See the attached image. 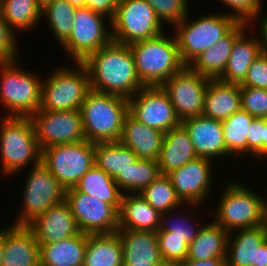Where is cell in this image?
Wrapping results in <instances>:
<instances>
[{
  "label": "cell",
  "mask_w": 267,
  "mask_h": 266,
  "mask_svg": "<svg viewBox=\"0 0 267 266\" xmlns=\"http://www.w3.org/2000/svg\"><path fill=\"white\" fill-rule=\"evenodd\" d=\"M231 8L230 15L239 22L249 23L257 20L262 13V0H221ZM233 10V12H232Z\"/></svg>",
  "instance_id": "cell-43"
},
{
  "label": "cell",
  "mask_w": 267,
  "mask_h": 266,
  "mask_svg": "<svg viewBox=\"0 0 267 266\" xmlns=\"http://www.w3.org/2000/svg\"><path fill=\"white\" fill-rule=\"evenodd\" d=\"M228 235L227 266H267V232L264 227L235 230ZM236 234V235H235Z\"/></svg>",
  "instance_id": "cell-18"
},
{
  "label": "cell",
  "mask_w": 267,
  "mask_h": 266,
  "mask_svg": "<svg viewBox=\"0 0 267 266\" xmlns=\"http://www.w3.org/2000/svg\"><path fill=\"white\" fill-rule=\"evenodd\" d=\"M165 24L146 0H119L111 20L112 41L130 45L162 34Z\"/></svg>",
  "instance_id": "cell-9"
},
{
  "label": "cell",
  "mask_w": 267,
  "mask_h": 266,
  "mask_svg": "<svg viewBox=\"0 0 267 266\" xmlns=\"http://www.w3.org/2000/svg\"><path fill=\"white\" fill-rule=\"evenodd\" d=\"M123 266H167L166 264H123Z\"/></svg>",
  "instance_id": "cell-54"
},
{
  "label": "cell",
  "mask_w": 267,
  "mask_h": 266,
  "mask_svg": "<svg viewBox=\"0 0 267 266\" xmlns=\"http://www.w3.org/2000/svg\"><path fill=\"white\" fill-rule=\"evenodd\" d=\"M140 195L160 214L177 208L185 210L182 207L186 204H183L177 197L171 180L167 175L161 174Z\"/></svg>",
  "instance_id": "cell-37"
},
{
  "label": "cell",
  "mask_w": 267,
  "mask_h": 266,
  "mask_svg": "<svg viewBox=\"0 0 267 266\" xmlns=\"http://www.w3.org/2000/svg\"><path fill=\"white\" fill-rule=\"evenodd\" d=\"M254 118L241 109L222 121L224 143L231 156L247 158V136Z\"/></svg>",
  "instance_id": "cell-35"
},
{
  "label": "cell",
  "mask_w": 267,
  "mask_h": 266,
  "mask_svg": "<svg viewBox=\"0 0 267 266\" xmlns=\"http://www.w3.org/2000/svg\"><path fill=\"white\" fill-rule=\"evenodd\" d=\"M3 247H4V228L0 229V266L3 258Z\"/></svg>",
  "instance_id": "cell-51"
},
{
  "label": "cell",
  "mask_w": 267,
  "mask_h": 266,
  "mask_svg": "<svg viewBox=\"0 0 267 266\" xmlns=\"http://www.w3.org/2000/svg\"><path fill=\"white\" fill-rule=\"evenodd\" d=\"M249 26L252 25L246 22H239L215 45L201 53L189 67L193 71L209 79H219L224 72L235 40L246 31Z\"/></svg>",
  "instance_id": "cell-23"
},
{
  "label": "cell",
  "mask_w": 267,
  "mask_h": 266,
  "mask_svg": "<svg viewBox=\"0 0 267 266\" xmlns=\"http://www.w3.org/2000/svg\"><path fill=\"white\" fill-rule=\"evenodd\" d=\"M3 1L4 0H0V14L2 13V9H3Z\"/></svg>",
  "instance_id": "cell-56"
},
{
  "label": "cell",
  "mask_w": 267,
  "mask_h": 266,
  "mask_svg": "<svg viewBox=\"0 0 267 266\" xmlns=\"http://www.w3.org/2000/svg\"><path fill=\"white\" fill-rule=\"evenodd\" d=\"M228 183L230 184H226V188L220 193L222 195L214 212L213 221L228 233L261 226L263 223L262 195L255 193L242 182Z\"/></svg>",
  "instance_id": "cell-8"
},
{
  "label": "cell",
  "mask_w": 267,
  "mask_h": 266,
  "mask_svg": "<svg viewBox=\"0 0 267 266\" xmlns=\"http://www.w3.org/2000/svg\"><path fill=\"white\" fill-rule=\"evenodd\" d=\"M31 119L41 151L54 145L86 140L80 110H38Z\"/></svg>",
  "instance_id": "cell-15"
},
{
  "label": "cell",
  "mask_w": 267,
  "mask_h": 266,
  "mask_svg": "<svg viewBox=\"0 0 267 266\" xmlns=\"http://www.w3.org/2000/svg\"><path fill=\"white\" fill-rule=\"evenodd\" d=\"M164 134L161 130L150 128L137 121L128 113L123 121L119 142L129 147L137 158L157 161Z\"/></svg>",
  "instance_id": "cell-22"
},
{
  "label": "cell",
  "mask_w": 267,
  "mask_h": 266,
  "mask_svg": "<svg viewBox=\"0 0 267 266\" xmlns=\"http://www.w3.org/2000/svg\"><path fill=\"white\" fill-rule=\"evenodd\" d=\"M240 86L267 89V54L262 52L249 66Z\"/></svg>",
  "instance_id": "cell-45"
},
{
  "label": "cell",
  "mask_w": 267,
  "mask_h": 266,
  "mask_svg": "<svg viewBox=\"0 0 267 266\" xmlns=\"http://www.w3.org/2000/svg\"><path fill=\"white\" fill-rule=\"evenodd\" d=\"M160 175L157 161L138 158L125 171V194H140Z\"/></svg>",
  "instance_id": "cell-39"
},
{
  "label": "cell",
  "mask_w": 267,
  "mask_h": 266,
  "mask_svg": "<svg viewBox=\"0 0 267 266\" xmlns=\"http://www.w3.org/2000/svg\"><path fill=\"white\" fill-rule=\"evenodd\" d=\"M77 8L85 7V0H65Z\"/></svg>",
  "instance_id": "cell-53"
},
{
  "label": "cell",
  "mask_w": 267,
  "mask_h": 266,
  "mask_svg": "<svg viewBox=\"0 0 267 266\" xmlns=\"http://www.w3.org/2000/svg\"><path fill=\"white\" fill-rule=\"evenodd\" d=\"M162 24L174 27L189 14V0H146Z\"/></svg>",
  "instance_id": "cell-40"
},
{
  "label": "cell",
  "mask_w": 267,
  "mask_h": 266,
  "mask_svg": "<svg viewBox=\"0 0 267 266\" xmlns=\"http://www.w3.org/2000/svg\"><path fill=\"white\" fill-rule=\"evenodd\" d=\"M41 156L42 151L31 117H1L0 172L2 170V174L6 177L14 176L32 162L33 165L39 164Z\"/></svg>",
  "instance_id": "cell-3"
},
{
  "label": "cell",
  "mask_w": 267,
  "mask_h": 266,
  "mask_svg": "<svg viewBox=\"0 0 267 266\" xmlns=\"http://www.w3.org/2000/svg\"><path fill=\"white\" fill-rule=\"evenodd\" d=\"M41 11L42 8L35 0H4L1 15L16 34V29L26 32L35 28L43 18Z\"/></svg>",
  "instance_id": "cell-34"
},
{
  "label": "cell",
  "mask_w": 267,
  "mask_h": 266,
  "mask_svg": "<svg viewBox=\"0 0 267 266\" xmlns=\"http://www.w3.org/2000/svg\"><path fill=\"white\" fill-rule=\"evenodd\" d=\"M264 159H267V118H265V129H264Z\"/></svg>",
  "instance_id": "cell-52"
},
{
  "label": "cell",
  "mask_w": 267,
  "mask_h": 266,
  "mask_svg": "<svg viewBox=\"0 0 267 266\" xmlns=\"http://www.w3.org/2000/svg\"><path fill=\"white\" fill-rule=\"evenodd\" d=\"M1 266H41L40 244L28 226L11 224L4 228Z\"/></svg>",
  "instance_id": "cell-21"
},
{
  "label": "cell",
  "mask_w": 267,
  "mask_h": 266,
  "mask_svg": "<svg viewBox=\"0 0 267 266\" xmlns=\"http://www.w3.org/2000/svg\"><path fill=\"white\" fill-rule=\"evenodd\" d=\"M105 16L89 8L76 9L70 36L61 44L70 60L83 62L89 55L112 41L111 22L105 23ZM107 25H109L107 27Z\"/></svg>",
  "instance_id": "cell-12"
},
{
  "label": "cell",
  "mask_w": 267,
  "mask_h": 266,
  "mask_svg": "<svg viewBox=\"0 0 267 266\" xmlns=\"http://www.w3.org/2000/svg\"><path fill=\"white\" fill-rule=\"evenodd\" d=\"M28 227L34 232L39 244L56 243L80 233L65 200L39 215Z\"/></svg>",
  "instance_id": "cell-20"
},
{
  "label": "cell",
  "mask_w": 267,
  "mask_h": 266,
  "mask_svg": "<svg viewBox=\"0 0 267 266\" xmlns=\"http://www.w3.org/2000/svg\"><path fill=\"white\" fill-rule=\"evenodd\" d=\"M18 58L0 64V104L6 116L31 117L41 105L42 79L22 70Z\"/></svg>",
  "instance_id": "cell-6"
},
{
  "label": "cell",
  "mask_w": 267,
  "mask_h": 266,
  "mask_svg": "<svg viewBox=\"0 0 267 266\" xmlns=\"http://www.w3.org/2000/svg\"><path fill=\"white\" fill-rule=\"evenodd\" d=\"M165 33L129 45L138 78L144 86H161L186 66L174 33L172 38Z\"/></svg>",
  "instance_id": "cell-2"
},
{
  "label": "cell",
  "mask_w": 267,
  "mask_h": 266,
  "mask_svg": "<svg viewBox=\"0 0 267 266\" xmlns=\"http://www.w3.org/2000/svg\"><path fill=\"white\" fill-rule=\"evenodd\" d=\"M264 129L265 118H254L249 127V136H247V155L251 159L264 160Z\"/></svg>",
  "instance_id": "cell-44"
},
{
  "label": "cell",
  "mask_w": 267,
  "mask_h": 266,
  "mask_svg": "<svg viewBox=\"0 0 267 266\" xmlns=\"http://www.w3.org/2000/svg\"><path fill=\"white\" fill-rule=\"evenodd\" d=\"M80 111L86 140L92 143L117 142L128 114V99L91 90Z\"/></svg>",
  "instance_id": "cell-4"
},
{
  "label": "cell",
  "mask_w": 267,
  "mask_h": 266,
  "mask_svg": "<svg viewBox=\"0 0 267 266\" xmlns=\"http://www.w3.org/2000/svg\"><path fill=\"white\" fill-rule=\"evenodd\" d=\"M76 9L77 7L65 0H53L42 7L41 15L46 17V21L60 45L70 36Z\"/></svg>",
  "instance_id": "cell-36"
},
{
  "label": "cell",
  "mask_w": 267,
  "mask_h": 266,
  "mask_svg": "<svg viewBox=\"0 0 267 266\" xmlns=\"http://www.w3.org/2000/svg\"><path fill=\"white\" fill-rule=\"evenodd\" d=\"M209 80L185 66L161 85L181 121L202 115Z\"/></svg>",
  "instance_id": "cell-14"
},
{
  "label": "cell",
  "mask_w": 267,
  "mask_h": 266,
  "mask_svg": "<svg viewBox=\"0 0 267 266\" xmlns=\"http://www.w3.org/2000/svg\"><path fill=\"white\" fill-rule=\"evenodd\" d=\"M199 158L186 129L180 125L164 134L162 148L157 160L160 174L167 175L172 170Z\"/></svg>",
  "instance_id": "cell-25"
},
{
  "label": "cell",
  "mask_w": 267,
  "mask_h": 266,
  "mask_svg": "<svg viewBox=\"0 0 267 266\" xmlns=\"http://www.w3.org/2000/svg\"><path fill=\"white\" fill-rule=\"evenodd\" d=\"M83 266H123L122 245L118 232L87 234Z\"/></svg>",
  "instance_id": "cell-31"
},
{
  "label": "cell",
  "mask_w": 267,
  "mask_h": 266,
  "mask_svg": "<svg viewBox=\"0 0 267 266\" xmlns=\"http://www.w3.org/2000/svg\"><path fill=\"white\" fill-rule=\"evenodd\" d=\"M213 164L212 160L197 158L167 174L183 204L192 206V209L194 206L202 207L201 203H204L212 188Z\"/></svg>",
  "instance_id": "cell-17"
},
{
  "label": "cell",
  "mask_w": 267,
  "mask_h": 266,
  "mask_svg": "<svg viewBox=\"0 0 267 266\" xmlns=\"http://www.w3.org/2000/svg\"><path fill=\"white\" fill-rule=\"evenodd\" d=\"M241 108L255 118H267V89L240 86Z\"/></svg>",
  "instance_id": "cell-41"
},
{
  "label": "cell",
  "mask_w": 267,
  "mask_h": 266,
  "mask_svg": "<svg viewBox=\"0 0 267 266\" xmlns=\"http://www.w3.org/2000/svg\"><path fill=\"white\" fill-rule=\"evenodd\" d=\"M95 166L109 174L125 194V171L138 158L127 146L117 142L94 143Z\"/></svg>",
  "instance_id": "cell-27"
},
{
  "label": "cell",
  "mask_w": 267,
  "mask_h": 266,
  "mask_svg": "<svg viewBox=\"0 0 267 266\" xmlns=\"http://www.w3.org/2000/svg\"><path fill=\"white\" fill-rule=\"evenodd\" d=\"M128 113L137 121L164 133L181 125V120L161 86H144L130 97Z\"/></svg>",
  "instance_id": "cell-16"
},
{
  "label": "cell",
  "mask_w": 267,
  "mask_h": 266,
  "mask_svg": "<svg viewBox=\"0 0 267 266\" xmlns=\"http://www.w3.org/2000/svg\"><path fill=\"white\" fill-rule=\"evenodd\" d=\"M87 234L78 233L50 244H40L41 266H83Z\"/></svg>",
  "instance_id": "cell-30"
},
{
  "label": "cell",
  "mask_w": 267,
  "mask_h": 266,
  "mask_svg": "<svg viewBox=\"0 0 267 266\" xmlns=\"http://www.w3.org/2000/svg\"><path fill=\"white\" fill-rule=\"evenodd\" d=\"M123 264H165L158 246L156 231L117 230Z\"/></svg>",
  "instance_id": "cell-24"
},
{
  "label": "cell",
  "mask_w": 267,
  "mask_h": 266,
  "mask_svg": "<svg viewBox=\"0 0 267 266\" xmlns=\"http://www.w3.org/2000/svg\"><path fill=\"white\" fill-rule=\"evenodd\" d=\"M226 14V15H225ZM201 15L190 20L187 16L172 31L180 52L182 62L189 66L201 53L215 45L226 36L239 21L228 13Z\"/></svg>",
  "instance_id": "cell-5"
},
{
  "label": "cell",
  "mask_w": 267,
  "mask_h": 266,
  "mask_svg": "<svg viewBox=\"0 0 267 266\" xmlns=\"http://www.w3.org/2000/svg\"><path fill=\"white\" fill-rule=\"evenodd\" d=\"M39 5L40 7L42 8L45 4H47L48 2L50 1H53V0H35Z\"/></svg>",
  "instance_id": "cell-55"
},
{
  "label": "cell",
  "mask_w": 267,
  "mask_h": 266,
  "mask_svg": "<svg viewBox=\"0 0 267 266\" xmlns=\"http://www.w3.org/2000/svg\"><path fill=\"white\" fill-rule=\"evenodd\" d=\"M91 90L129 99L144 87L129 45L111 41L82 62Z\"/></svg>",
  "instance_id": "cell-1"
},
{
  "label": "cell",
  "mask_w": 267,
  "mask_h": 266,
  "mask_svg": "<svg viewBox=\"0 0 267 266\" xmlns=\"http://www.w3.org/2000/svg\"><path fill=\"white\" fill-rule=\"evenodd\" d=\"M41 162L67 190L95 165L94 143L83 140L50 146L42 150Z\"/></svg>",
  "instance_id": "cell-11"
},
{
  "label": "cell",
  "mask_w": 267,
  "mask_h": 266,
  "mask_svg": "<svg viewBox=\"0 0 267 266\" xmlns=\"http://www.w3.org/2000/svg\"><path fill=\"white\" fill-rule=\"evenodd\" d=\"M245 32L233 44L224 72L219 78L223 82L240 85L246 77L250 64L262 53L260 37L249 38Z\"/></svg>",
  "instance_id": "cell-29"
},
{
  "label": "cell",
  "mask_w": 267,
  "mask_h": 266,
  "mask_svg": "<svg viewBox=\"0 0 267 266\" xmlns=\"http://www.w3.org/2000/svg\"><path fill=\"white\" fill-rule=\"evenodd\" d=\"M199 158L215 161L216 157L231 156L224 143L222 121L204 115L181 121Z\"/></svg>",
  "instance_id": "cell-19"
},
{
  "label": "cell",
  "mask_w": 267,
  "mask_h": 266,
  "mask_svg": "<svg viewBox=\"0 0 267 266\" xmlns=\"http://www.w3.org/2000/svg\"><path fill=\"white\" fill-rule=\"evenodd\" d=\"M178 210L181 209L177 208L175 210H170L164 214H161L160 229L157 231V236H176L178 238H182V240L189 245L198 236L199 230L203 225H196L195 227L194 222L196 220L190 219L193 215H186L185 212L184 214L179 215ZM173 211H175L176 213H174ZM177 216L180 217L176 219Z\"/></svg>",
  "instance_id": "cell-38"
},
{
  "label": "cell",
  "mask_w": 267,
  "mask_h": 266,
  "mask_svg": "<svg viewBox=\"0 0 267 266\" xmlns=\"http://www.w3.org/2000/svg\"><path fill=\"white\" fill-rule=\"evenodd\" d=\"M163 261L167 266H176L188 255L189 245L176 236H157Z\"/></svg>",
  "instance_id": "cell-42"
},
{
  "label": "cell",
  "mask_w": 267,
  "mask_h": 266,
  "mask_svg": "<svg viewBox=\"0 0 267 266\" xmlns=\"http://www.w3.org/2000/svg\"><path fill=\"white\" fill-rule=\"evenodd\" d=\"M241 109L240 85L209 80L202 115L224 121Z\"/></svg>",
  "instance_id": "cell-28"
},
{
  "label": "cell",
  "mask_w": 267,
  "mask_h": 266,
  "mask_svg": "<svg viewBox=\"0 0 267 266\" xmlns=\"http://www.w3.org/2000/svg\"><path fill=\"white\" fill-rule=\"evenodd\" d=\"M29 168L31 171L23 189V205L12 225L28 226L39 215L65 200V188L42 162Z\"/></svg>",
  "instance_id": "cell-10"
},
{
  "label": "cell",
  "mask_w": 267,
  "mask_h": 266,
  "mask_svg": "<svg viewBox=\"0 0 267 266\" xmlns=\"http://www.w3.org/2000/svg\"><path fill=\"white\" fill-rule=\"evenodd\" d=\"M260 18L259 20V27H257L260 31V38H261V44H262V52L267 54V15H263V17H257Z\"/></svg>",
  "instance_id": "cell-49"
},
{
  "label": "cell",
  "mask_w": 267,
  "mask_h": 266,
  "mask_svg": "<svg viewBox=\"0 0 267 266\" xmlns=\"http://www.w3.org/2000/svg\"><path fill=\"white\" fill-rule=\"evenodd\" d=\"M119 0H85V7L99 13L111 22L115 15ZM109 19V20H108Z\"/></svg>",
  "instance_id": "cell-47"
},
{
  "label": "cell",
  "mask_w": 267,
  "mask_h": 266,
  "mask_svg": "<svg viewBox=\"0 0 267 266\" xmlns=\"http://www.w3.org/2000/svg\"><path fill=\"white\" fill-rule=\"evenodd\" d=\"M176 266H227L225 258H214L209 260L185 259Z\"/></svg>",
  "instance_id": "cell-48"
},
{
  "label": "cell",
  "mask_w": 267,
  "mask_h": 266,
  "mask_svg": "<svg viewBox=\"0 0 267 266\" xmlns=\"http://www.w3.org/2000/svg\"><path fill=\"white\" fill-rule=\"evenodd\" d=\"M76 224L82 233L102 234L117 232L119 211L111 204L77 191L74 187L65 191Z\"/></svg>",
  "instance_id": "cell-13"
},
{
  "label": "cell",
  "mask_w": 267,
  "mask_h": 266,
  "mask_svg": "<svg viewBox=\"0 0 267 266\" xmlns=\"http://www.w3.org/2000/svg\"><path fill=\"white\" fill-rule=\"evenodd\" d=\"M161 214L140 194H123L118 230L158 231Z\"/></svg>",
  "instance_id": "cell-26"
},
{
  "label": "cell",
  "mask_w": 267,
  "mask_h": 266,
  "mask_svg": "<svg viewBox=\"0 0 267 266\" xmlns=\"http://www.w3.org/2000/svg\"><path fill=\"white\" fill-rule=\"evenodd\" d=\"M75 64L76 68L57 67L53 73L48 74L46 80L42 78L39 110H80L84 99L91 91V86L84 64Z\"/></svg>",
  "instance_id": "cell-7"
},
{
  "label": "cell",
  "mask_w": 267,
  "mask_h": 266,
  "mask_svg": "<svg viewBox=\"0 0 267 266\" xmlns=\"http://www.w3.org/2000/svg\"><path fill=\"white\" fill-rule=\"evenodd\" d=\"M74 188L109 203L120 211L124 193L109 174L95 165L81 177Z\"/></svg>",
  "instance_id": "cell-33"
},
{
  "label": "cell",
  "mask_w": 267,
  "mask_h": 266,
  "mask_svg": "<svg viewBox=\"0 0 267 266\" xmlns=\"http://www.w3.org/2000/svg\"><path fill=\"white\" fill-rule=\"evenodd\" d=\"M265 231L267 232V195L263 197V223Z\"/></svg>",
  "instance_id": "cell-50"
},
{
  "label": "cell",
  "mask_w": 267,
  "mask_h": 266,
  "mask_svg": "<svg viewBox=\"0 0 267 266\" xmlns=\"http://www.w3.org/2000/svg\"><path fill=\"white\" fill-rule=\"evenodd\" d=\"M228 235L229 233L214 221L205 223L198 236L189 244L186 259L226 258Z\"/></svg>",
  "instance_id": "cell-32"
},
{
  "label": "cell",
  "mask_w": 267,
  "mask_h": 266,
  "mask_svg": "<svg viewBox=\"0 0 267 266\" xmlns=\"http://www.w3.org/2000/svg\"><path fill=\"white\" fill-rule=\"evenodd\" d=\"M16 42V35L0 14V64L19 58Z\"/></svg>",
  "instance_id": "cell-46"
}]
</instances>
